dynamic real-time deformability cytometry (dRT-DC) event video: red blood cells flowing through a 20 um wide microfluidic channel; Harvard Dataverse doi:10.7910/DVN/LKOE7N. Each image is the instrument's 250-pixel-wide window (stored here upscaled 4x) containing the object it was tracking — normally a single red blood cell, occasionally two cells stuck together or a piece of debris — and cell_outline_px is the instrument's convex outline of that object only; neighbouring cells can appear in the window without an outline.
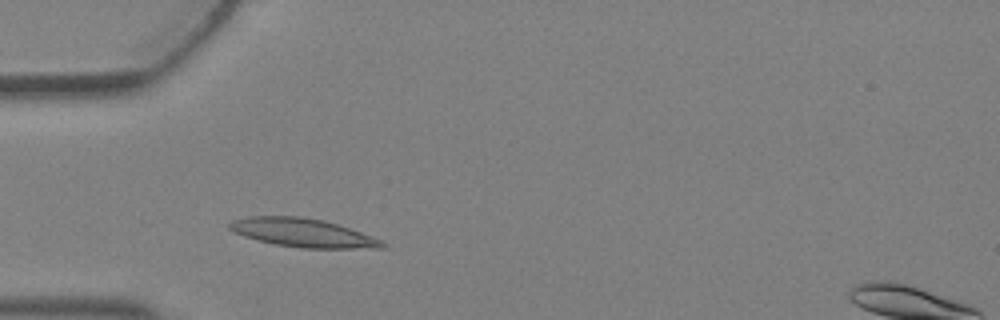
{"species": "Egyptian fruit bat (a non-hibernating species)", "species_latin": "Rousettus aegyptiacus", "temperature_condition": "warm", "stored_images_in_passage": 1, "camera_frame_rate_fps": 3000, "um_per_image_px": 0.085, "animal": {"sex": "female"}, "frame": {"image": 1, "passage_image": 1, "time_ms": 0.0, "image_size_px": [1000, 320], "cell_outline_px": [[388, 244], [384, 248], [304, 248], [276, 244], [256, 240], [244, 236], [228, 228], [228, 224], [232, 220], [248, 216], [300, 216], [324, 220], [372, 236]], "centroid_in_image_um": [25.72, 19.78], "position_along_channel_um": 59.3, "area_um2": 25.26}}